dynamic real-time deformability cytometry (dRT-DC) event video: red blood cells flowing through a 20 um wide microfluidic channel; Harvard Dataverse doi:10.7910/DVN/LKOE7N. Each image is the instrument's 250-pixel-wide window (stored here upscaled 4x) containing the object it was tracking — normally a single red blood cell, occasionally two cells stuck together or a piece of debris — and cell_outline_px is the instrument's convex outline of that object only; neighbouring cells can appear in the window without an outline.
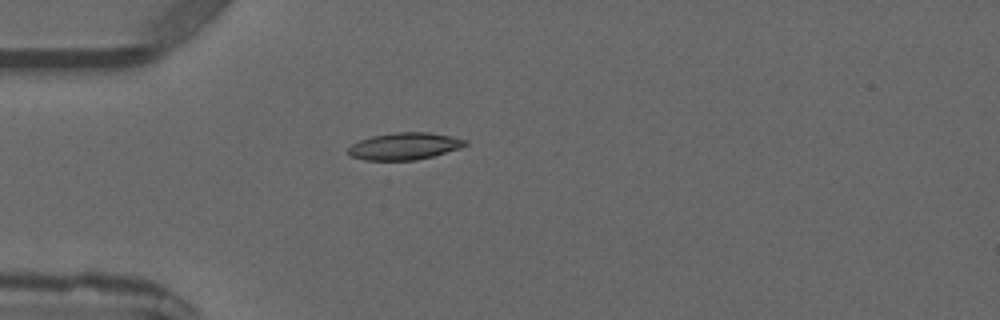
{"species": "common noctule bat (a hibernating species)", "species_latin": "Nyctalus noctula", "temperature_condition": "warm", "stored_images_in_passage": 2, "camera_frame_rate_fps": 3000, "um_per_image_px": 0.085, "animal": {"sex": "male", "forearm_length_mm": 52.5}, "frame": {"image": 1, "passage_image": 2, "time_ms": 1.333, "image_size_px": [1000, 320], "cell_outline_px": [[468, 144], [460, 148], [432, 156], [416, 160], [364, 160], [352, 156], [348, 152], [348, 148], [352, 144], [360, 140], [372, 136], [396, 132], [428, 132], [468, 140]], "centroid_in_image_um": [34.38, 12.42], "position_along_channel_um": 50.6, "area_um2": 18.26}}